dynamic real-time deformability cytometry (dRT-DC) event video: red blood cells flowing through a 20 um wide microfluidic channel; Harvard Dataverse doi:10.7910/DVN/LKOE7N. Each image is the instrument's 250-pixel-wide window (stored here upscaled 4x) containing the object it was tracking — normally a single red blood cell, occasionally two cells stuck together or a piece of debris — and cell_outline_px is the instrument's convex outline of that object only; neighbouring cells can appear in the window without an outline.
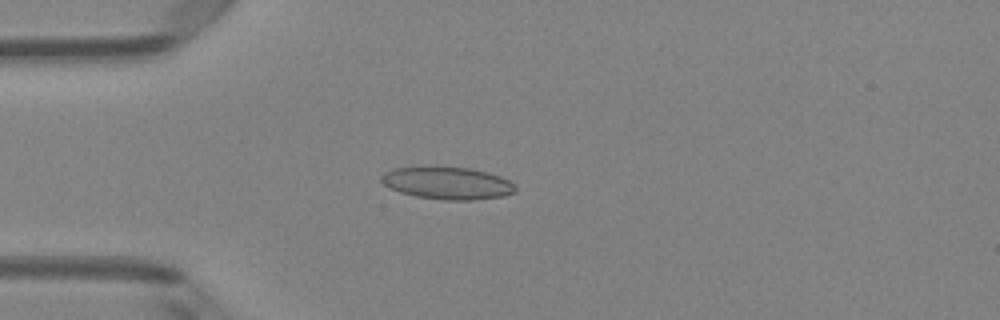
{"species": "Egyptian fruit bat (a non-hibernating species)", "species_latin": "Rousettus aegyptiacus", "temperature_condition": "room temperature", "stored_images_in_passage": 51, "camera_frame_rate_fps": 3000, "um_per_image_px": 0.085, "animal": {"sex": "female"}, "frame": {"image": 1, "passage_image": 14, "time_ms": 4.333, "image_size_px": [1000, 320], "cell_outline_px": [[516, 192], [504, 196], [472, 200], [444, 200], [416, 196], [400, 192], [388, 188], [380, 180], [380, 176], [384, 172], [396, 168], [424, 164], [472, 168], [488, 172], [500, 176], [508, 180], [516, 188]], "centroid_in_image_um": [37.98, 15.52], "position_along_channel_um": 47.0, "area_um2": 26.07}}
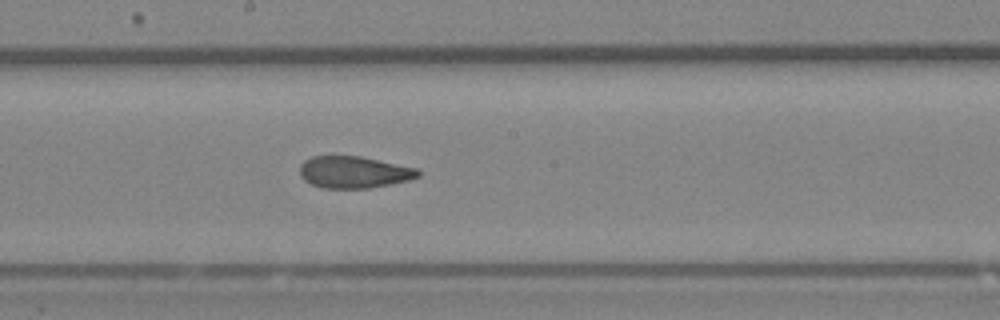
{"frame": {"image": 2, "passage_image": 28, "time_ms": 9.0, "image_size_px": [1000, 320], "cell_outline_px": [[420, 176], [408, 180], [368, 188], [324, 188], [312, 184], [304, 180], [300, 176], [300, 164], [304, 160], [312, 156], [360, 156], [416, 168], [420, 172]], "centroid_in_image_um": [30.04, 14.63], "position_along_channel_um": 218.2, "area_um2": 21.79}}
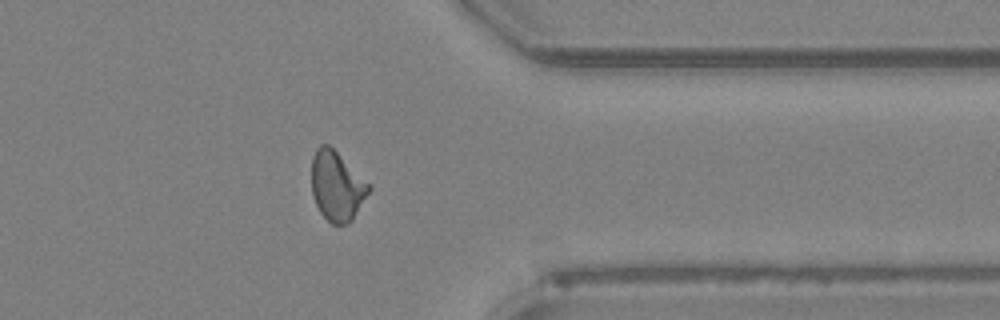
{"frame": {"image": 3, "passage_image": 41, "time_ms": 13.333, "image_size_px": [1000, 320], "cell_outline_px": [[372, 188], [352, 220], [348, 224], [332, 224], [320, 212], [312, 196], [312, 156], [316, 148], [320, 144], [328, 144], [372, 184]], "centroid_in_image_um": [28.65, 15.8], "position_along_channel_um": 382.7, "area_um2": 23.41}, "authors_computed_cell_mechanics": {"area_um2": 23.2356, "velocity_mm_per_s": 4.0106, "shape_relaxation_time_tau1_ms": null, "shape_relaxation_time_tau2_ms": 1.9375, "deformation_change_tau1": null, "deformation_change_tau2": 0.0703}}